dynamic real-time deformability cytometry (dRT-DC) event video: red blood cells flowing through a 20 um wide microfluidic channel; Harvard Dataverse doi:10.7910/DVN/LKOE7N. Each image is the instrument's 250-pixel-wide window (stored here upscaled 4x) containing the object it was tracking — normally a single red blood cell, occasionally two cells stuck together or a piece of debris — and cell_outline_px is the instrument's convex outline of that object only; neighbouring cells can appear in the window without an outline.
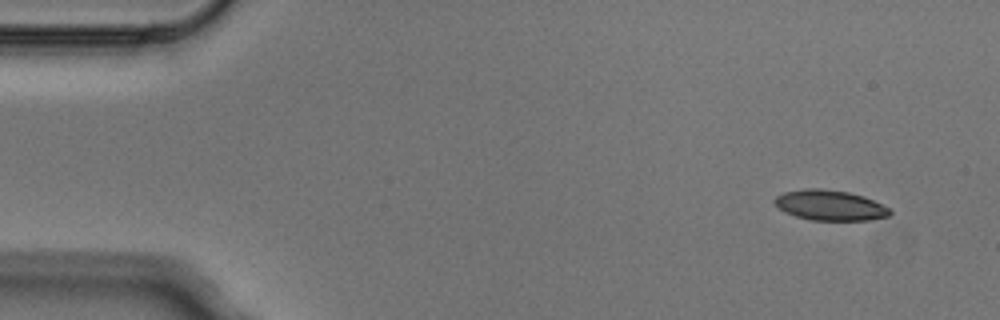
{"species": "Egyptian fruit bat (a non-hibernating species)", "species_latin": "Rousettus aegyptiacus", "temperature_condition": "cold", "stored_images_in_passage": 3, "camera_frame_rate_fps": 3000, "um_per_image_px": 0.085, "animal": {"sex": "male"}, "frame": {"image": 1, "passage_image": 1, "time_ms": 0.0, "image_size_px": [1000, 320], "cell_outline_px": [[892, 212], [888, 216], [868, 220], [808, 220], [784, 212], [772, 200], [776, 196], [784, 192], [804, 188], [820, 188], [848, 192], [864, 196], [892, 208]], "centroid_in_image_um": [70.56, 17.44], "position_along_channel_um": 14.4, "area_um2": 20.52}}
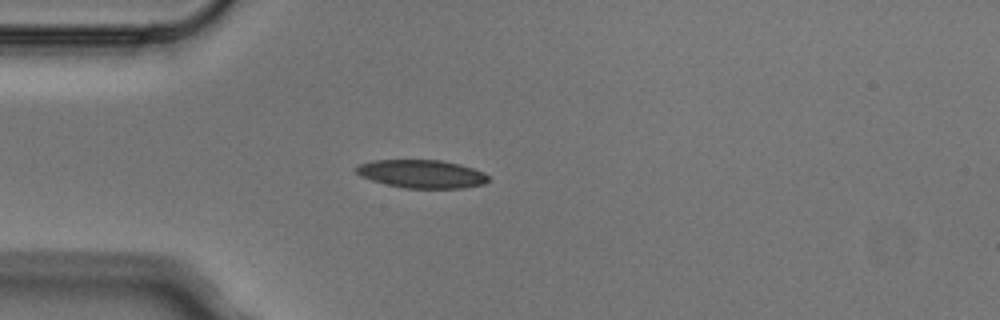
{"frame": {"image": 2, "passage_image": 3, "time_ms": 0.667, "image_size_px": [1000, 320], "cell_outline_px": [[488, 180], [484, 184], [464, 188], [404, 188], [372, 180], [360, 176], [352, 168], [360, 164], [372, 160], [440, 160], [460, 164], [484, 172], [488, 176]], "centroid_in_image_um": [35.83, 14.78], "position_along_channel_um": 49.2, "area_um2": 21.73}}